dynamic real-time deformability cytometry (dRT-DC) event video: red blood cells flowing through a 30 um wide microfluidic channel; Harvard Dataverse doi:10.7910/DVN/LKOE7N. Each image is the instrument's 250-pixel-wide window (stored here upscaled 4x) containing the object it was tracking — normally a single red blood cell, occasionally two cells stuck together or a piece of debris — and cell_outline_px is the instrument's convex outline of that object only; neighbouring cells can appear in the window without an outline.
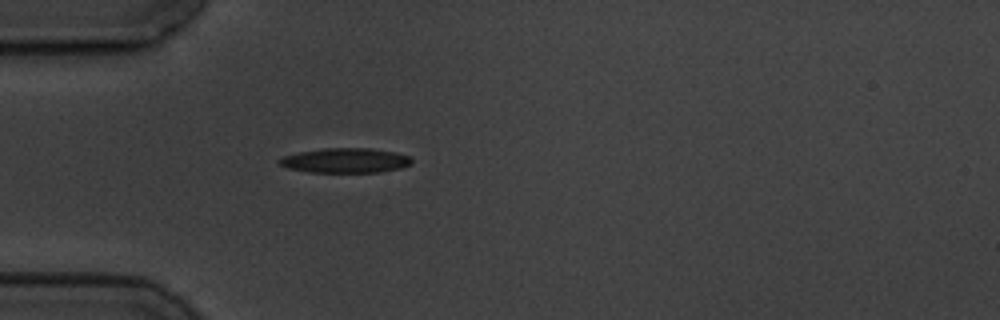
{"species": "common noctule bat (a hibernating species)", "species_latin": "Nyctalus noctula", "temperature_condition": "cold", "stored_images_in_passage": 1, "camera_frame_rate_fps": 3000, "um_per_image_px": 0.085, "animal": {"sex": "male", "body_mass_g": 19.5, "forearm_length_mm": 54.6}, "frame": {"image": 1, "passage_image": 1, "time_ms": 0.0, "image_size_px": [1000, 320], "cell_outline_px": [[412, 164], [400, 168], [376, 172], [308, 172], [288, 168], [280, 164], [276, 160], [284, 156], [296, 152], [324, 148], [372, 148], [396, 152], [408, 156], [412, 160]], "centroid_in_image_um": [29.34, 13.63], "position_along_channel_um": 55.7, "area_um2": 19.13}}